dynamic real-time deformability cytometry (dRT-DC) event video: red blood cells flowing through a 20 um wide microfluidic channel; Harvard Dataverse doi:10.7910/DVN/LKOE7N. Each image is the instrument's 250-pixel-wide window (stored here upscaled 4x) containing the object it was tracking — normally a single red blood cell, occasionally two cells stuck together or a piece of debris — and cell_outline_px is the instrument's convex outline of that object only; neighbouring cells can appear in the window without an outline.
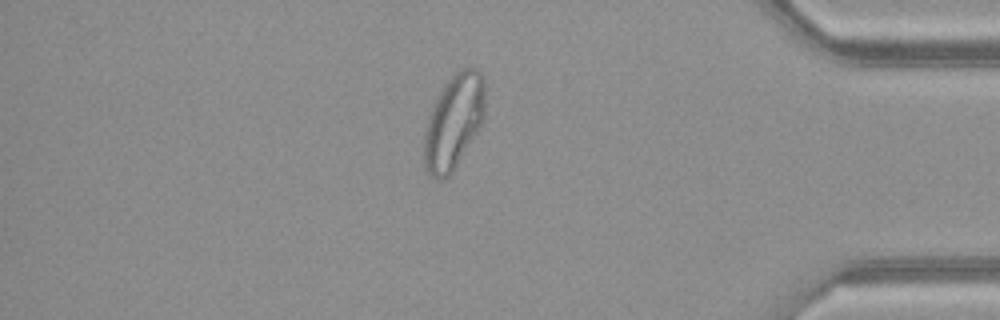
{"species": "common noctule bat (a hibernating species)", "species_latin": "Nyctalus noctula", "temperature_condition": "warm", "stored_images_in_passage": 49, "camera_frame_rate_fps": 3000, "um_per_image_px": 0.085, "animal": {"sex": "female", "body_mass_g": 21.9}, "frame": {"image": 1, "passage_image": 42, "time_ms": 13.667, "image_size_px": [1000, 320], "cell_outline_px": [[484, 120], [452, 172], [444, 180], [440, 180], [432, 176], [424, 168], [424, 128], [432, 104], [444, 84], [460, 68], [476, 68], [480, 72], [484, 80]], "centroid_in_image_um": [38.54, 10.34], "position_along_channel_um": 396.7, "area_um2": 33.64}}